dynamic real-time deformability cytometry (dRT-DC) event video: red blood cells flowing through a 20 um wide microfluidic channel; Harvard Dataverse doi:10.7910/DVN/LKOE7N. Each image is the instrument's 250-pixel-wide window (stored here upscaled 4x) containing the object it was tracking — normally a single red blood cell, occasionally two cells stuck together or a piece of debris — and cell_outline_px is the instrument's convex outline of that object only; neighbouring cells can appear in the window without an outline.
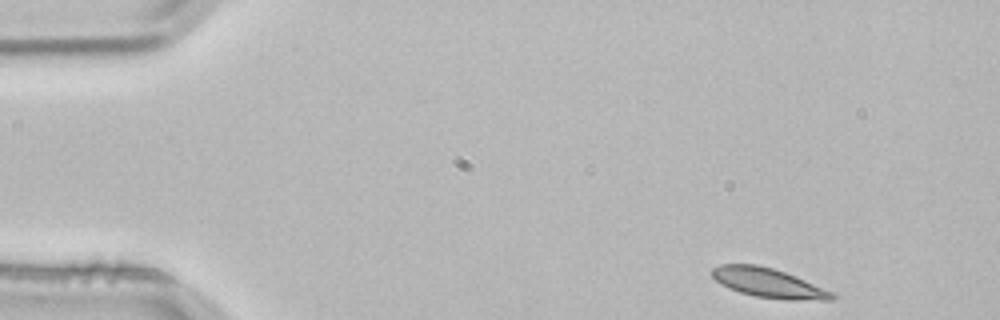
{"species": "common noctule bat (a hibernating species)", "species_latin": "Nyctalus noctula", "temperature_condition": "room temperature", "stored_images_in_passage": 3, "camera_frame_rate_fps": 3000, "um_per_image_px": 0.085, "animal": {"sex": "male", "body_mass_g": 21.5, "forearm_length_mm": 52.0}, "frame": {"image": 1, "passage_image": 1, "time_ms": 0.0, "image_size_px": [1000, 320], "cell_outline_px": [[836, 296], [832, 300], [788, 300], [756, 296], [740, 292], [728, 288], [720, 284], [712, 276], [712, 268], [720, 264], [756, 264], [772, 268], [796, 276], [836, 292]], "centroid_in_image_um": [65.36, 24.05], "position_along_channel_um": 19.6, "area_um2": 20.69}}
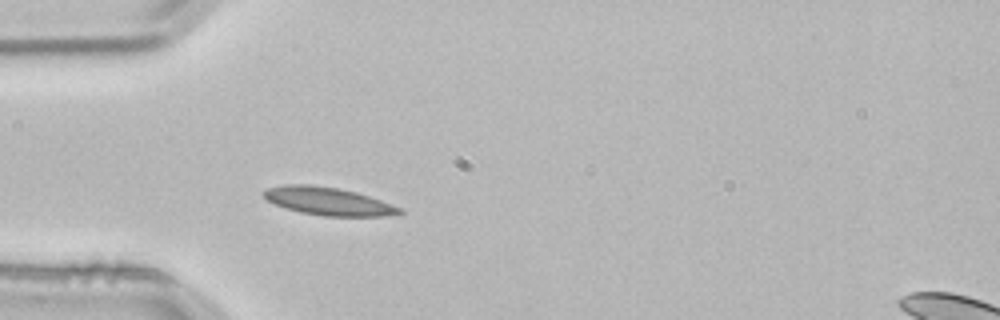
{"frame": {"image": 2, "passage_image": 3, "time_ms": 0.667, "image_size_px": [1000, 320], "cell_outline_px": [[404, 212], [384, 216], [324, 216], [300, 212], [276, 204], [268, 200], [260, 192], [268, 188], [284, 184], [308, 184], [336, 188], [356, 192], [380, 200], [400, 208]], "centroid_in_image_um": [27.86, 17.1], "position_along_channel_um": 57.1, "area_um2": 21.73}}